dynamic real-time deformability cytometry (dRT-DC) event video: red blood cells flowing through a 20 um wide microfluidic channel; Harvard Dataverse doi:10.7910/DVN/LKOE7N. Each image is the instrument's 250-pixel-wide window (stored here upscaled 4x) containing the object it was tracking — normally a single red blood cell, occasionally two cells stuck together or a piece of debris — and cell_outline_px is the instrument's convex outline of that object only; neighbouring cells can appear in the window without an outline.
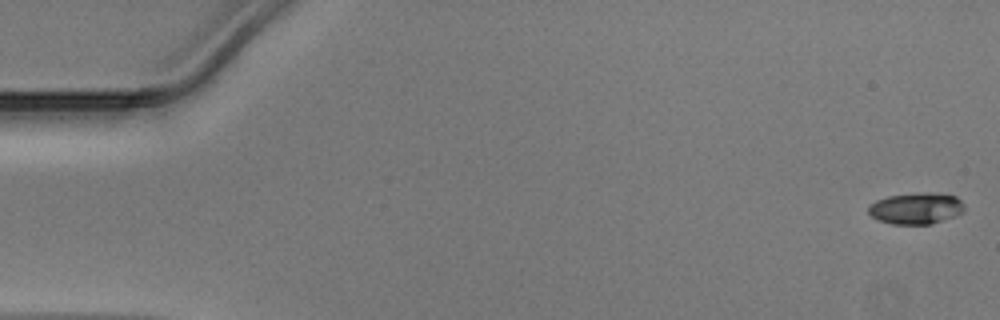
{"species": "Egyptian fruit bat (a non-hibernating species)", "species_latin": "Rousettus aegyptiacus", "temperature_condition": "warm", "stored_images_in_passage": 16, "camera_frame_rate_fps": 3000, "um_per_image_px": 0.085, "animal": {"sex": "male"}, "frame": {"image": 1, "passage_image": 1, "time_ms": 0.0, "image_size_px": [1000, 320], "cell_outline_px": [[964, 212], [956, 216], [932, 224], [892, 224], [880, 220], [872, 216], [868, 212], [868, 204], [876, 200], [888, 196], [924, 192], [928, 192], [956, 196], [964, 204]], "centroid_in_image_um": [77.88, 17.71], "position_along_channel_um": 7.1, "area_um2": 17.63}}
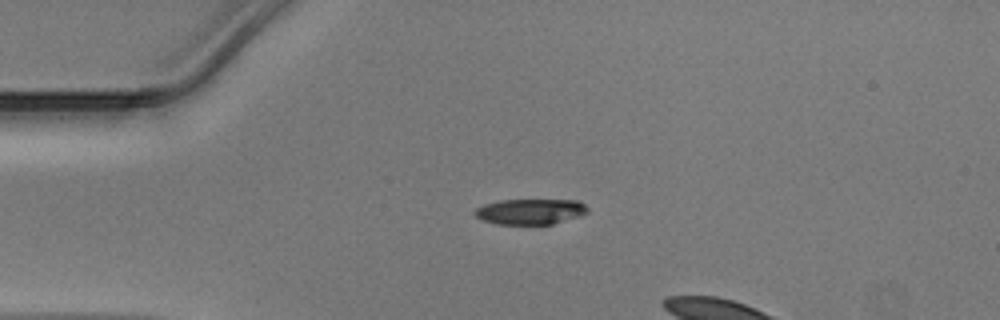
{"frame": {"image": 2, "passage_image": 12, "time_ms": 3.667, "image_size_px": [1000, 320], "cell_outline_px": [[588, 212], [580, 216], [552, 224], [496, 224], [484, 220], [476, 216], [472, 212], [476, 208], [484, 204], [500, 200], [576, 200], [584, 204], [588, 208]], "centroid_in_image_um": [45.07, 17.98], "position_along_channel_um": 39.9, "area_um2": 16.76}}